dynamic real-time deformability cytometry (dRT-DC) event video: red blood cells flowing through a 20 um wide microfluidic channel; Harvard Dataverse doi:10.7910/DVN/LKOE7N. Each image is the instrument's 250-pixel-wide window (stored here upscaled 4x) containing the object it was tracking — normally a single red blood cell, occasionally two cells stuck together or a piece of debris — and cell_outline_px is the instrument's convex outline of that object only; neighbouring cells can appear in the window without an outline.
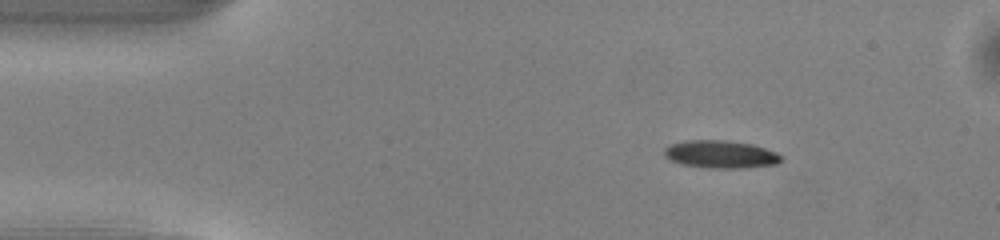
{"species": "common noctule bat (a hibernating species)", "species_latin": "Nyctalus noctula", "temperature_condition": "warm", "stored_images_in_passage": 44, "camera_frame_rate_fps": 3000, "um_per_image_px": 0.085, "animal": {"sex": "male", "body_mass_g": 13.0, "forearm_length_mm": 53.1}, "frame": {"image": 1, "passage_image": 1, "time_ms": 0.0, "image_size_px": [1000, 240], "cell_outline_px": [[780, 160], [776, 164], [744, 168], [708, 168], [680, 164], [664, 156], [664, 148], [672, 144], [684, 140], [724, 140], [752, 144], [776, 152], [780, 156]], "centroid_in_image_um": [61.21, 13.11], "position_along_channel_um": 23.8, "area_um2": 18.79}}
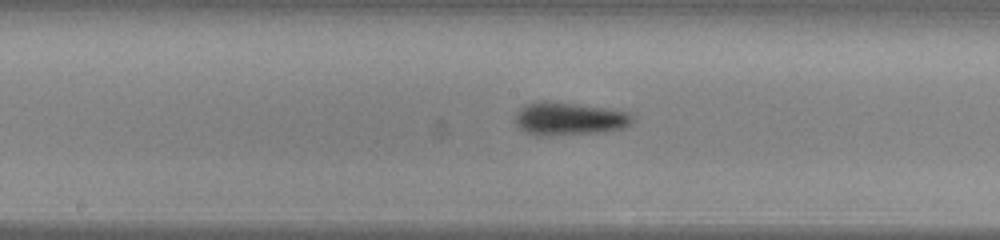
{"frame": {"image": 2, "passage_image": 19, "time_ms": 6.0, "image_size_px": [1000, 240], "cell_outline_px": [[636, 116], [624, 128], [600, 132], [548, 136], [536, 136], [524, 132], [516, 124], [516, 116], [520, 108], [524, 104], [540, 100], [548, 100], [604, 108], [628, 112]], "centroid_in_image_um": [48.33, 10.09], "position_along_channel_um": 199.9, "area_um2": 22.66}}
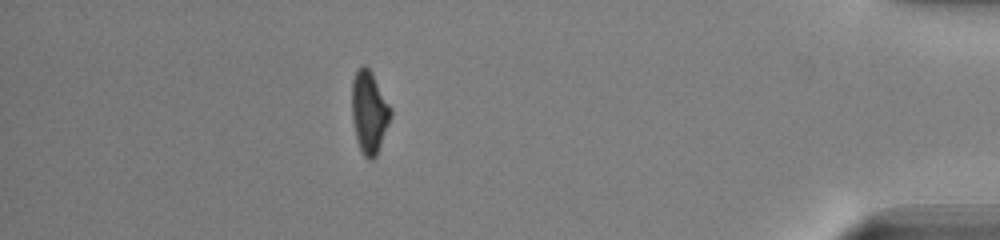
{"frame": {"image": 3, "passage_image": 38, "time_ms": 12.333, "image_size_px": [1000, 240], "cell_outline_px": [[392, 116], [376, 156], [372, 160], [368, 160], [364, 156], [356, 140], [352, 120], [352, 80], [356, 72], [364, 64], [372, 72], [392, 108]], "centroid_in_image_um": [31.39, 9.54], "position_along_channel_um": 403.8, "area_um2": 18.73}, "authors_computed_cell_mechanics": {"area_um2": 19.5653, "velocity_mm_per_s": 4.047, "shape_relaxation_time_tau1_ms": 2.6251, "shape_relaxation_time_tau2_ms": null, "deformation_change_tau1": 0.1244, "deformation_change_tau2": null}}